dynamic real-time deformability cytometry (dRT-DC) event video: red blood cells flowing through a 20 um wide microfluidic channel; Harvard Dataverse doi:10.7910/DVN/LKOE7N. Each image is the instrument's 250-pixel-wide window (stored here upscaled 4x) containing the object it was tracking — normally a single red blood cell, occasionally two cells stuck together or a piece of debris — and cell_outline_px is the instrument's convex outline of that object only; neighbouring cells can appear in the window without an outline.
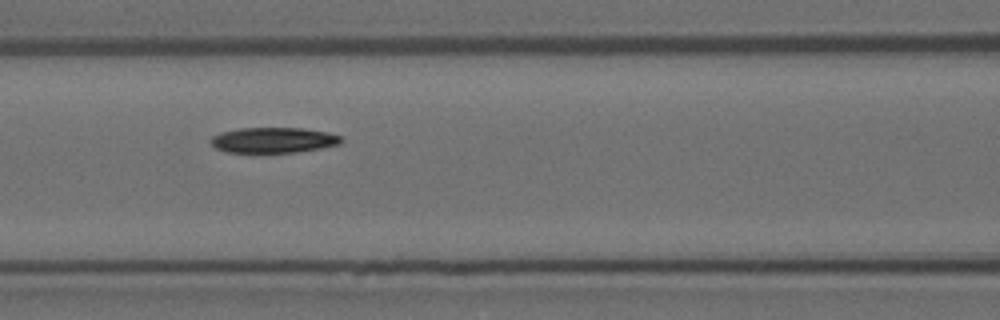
{"species": "Egyptian fruit bat (a non-hibernating species)", "species_latin": "Rousettus aegyptiacus", "temperature_condition": "room temperature", "stored_images_in_passage": 9, "segment_of_instrument_passage": [2, 2], "camera_frame_rate_fps": 3000, "um_per_image_px": 0.085, "animal": {"sex": "female"}, "frame": {"image": 1, "passage_image": 6, "time_ms": 1.667, "image_size_px": [1000, 320], "cell_outline_px": [[344, 140], [340, 144], [320, 148], [296, 152], [224, 152], [216, 148], [212, 144], [212, 136], [220, 132], [240, 128], [300, 128], [328, 132], [340, 136]], "centroid_in_image_um": [23.25, 11.9], "position_along_channel_um": 143.4, "area_um2": 19.25}}
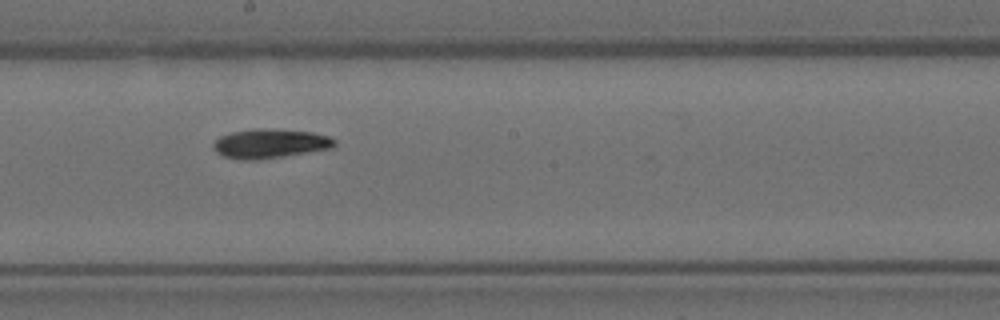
{"frame": {"image": 2, "passage_image": 8, "time_ms": 2.333, "image_size_px": [1000, 320], "cell_outline_px": [[336, 144], [332, 148], [284, 156], [256, 160], [244, 160], [224, 156], [216, 152], [212, 148], [212, 144], [220, 136], [232, 132], [260, 128], [264, 128], [312, 132], [328, 136], [336, 140]], "centroid_in_image_um": [22.94, 12.2], "position_along_channel_um": 225.3, "area_um2": 20.58}}
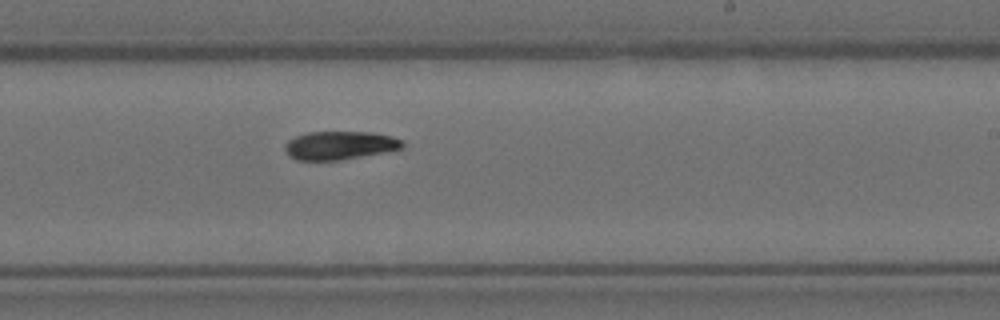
{"frame": {"image": 3, "passage_image": 9, "time_ms": 2.667, "image_size_px": [1000, 320], "cell_outline_px": [[404, 148], [340, 160], [296, 160], [288, 156], [284, 148], [284, 144], [288, 140], [296, 136], [308, 132], [372, 132], [392, 136], [404, 140]], "centroid_in_image_um": [28.87, 12.35], "position_along_channel_um": 260.1, "area_um2": 19.54}}